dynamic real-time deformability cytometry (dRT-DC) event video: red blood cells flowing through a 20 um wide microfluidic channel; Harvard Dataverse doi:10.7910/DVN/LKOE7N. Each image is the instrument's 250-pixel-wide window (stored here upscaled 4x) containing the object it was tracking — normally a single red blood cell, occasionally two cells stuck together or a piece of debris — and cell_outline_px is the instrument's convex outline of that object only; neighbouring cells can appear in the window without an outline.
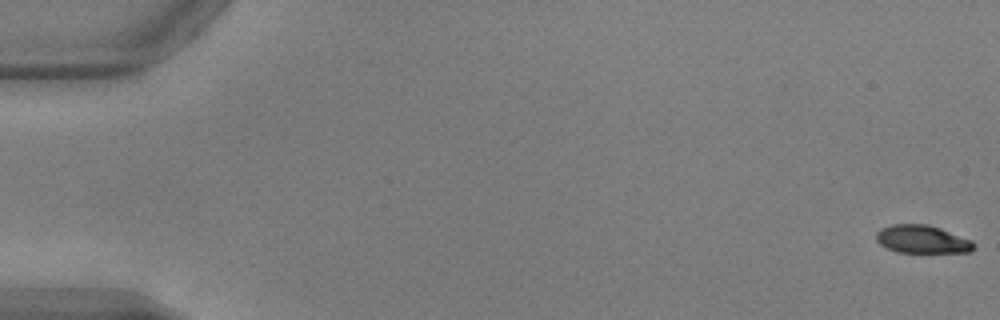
{"species": "common noctule bat (a hibernating species)", "species_latin": "Nyctalus noctula", "temperature_condition": "warm", "stored_images_in_passage": 54, "camera_frame_rate_fps": 3000, "um_per_image_px": 0.085, "animal": {"sex": "male", "body_mass_g": 17.9, "forearm_length_mm": 54.2}, "frame": {"image": 1, "passage_image": 1, "time_ms": 0.0, "image_size_px": [1000, 320], "cell_outline_px": [[976, 244], [968, 252], [896, 252], [880, 244], [876, 240], [876, 232], [880, 228], [892, 224], [928, 224], [940, 228], [972, 240]], "centroid_in_image_um": [78.36, 20.33], "position_along_channel_um": 6.6, "area_um2": 15.9}}
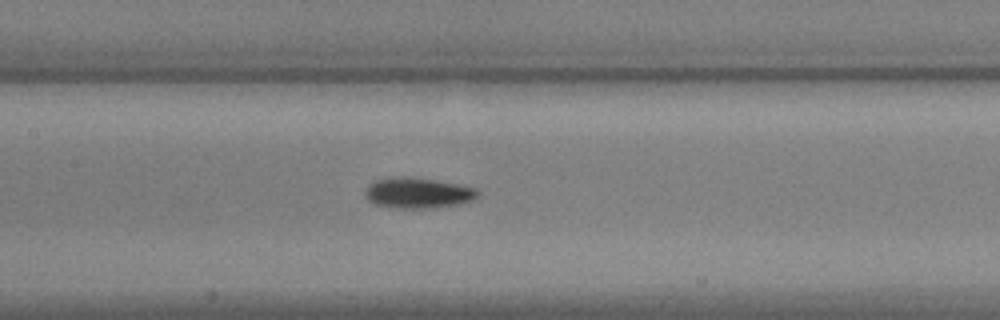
{"frame": {"image": 2, "passage_image": 26, "time_ms": 8.333, "image_size_px": [1000, 320], "cell_outline_px": [[480, 196], [472, 200], [456, 204], [428, 208], [400, 208], [376, 204], [368, 200], [364, 196], [364, 192], [368, 184], [376, 180], [404, 176], [408, 176], [456, 184], [476, 188], [480, 192]], "centroid_in_image_um": [35.51, 16.4], "position_along_channel_um": 171.9, "area_um2": 19.83}}
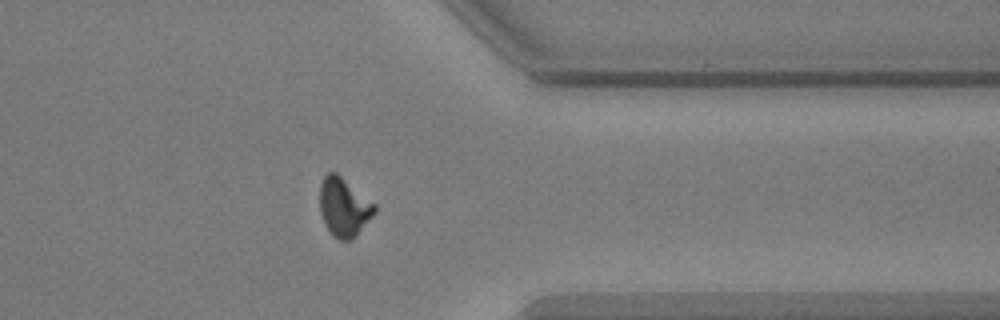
{"frame": {"image": 3, "passage_image": 43, "time_ms": 14.0, "image_size_px": [1000, 320], "cell_outline_px": [[376, 212], [356, 236], [352, 240], [340, 240], [332, 236], [324, 224], [320, 212], [320, 184], [324, 176], [328, 172], [336, 172], [376, 204]], "centroid_in_image_um": [29.23, 17.62], "position_along_channel_um": 382.2, "area_um2": 18.9}, "authors_computed_cell_mechanics": {"area_um2": 18.0625, "velocity_mm_per_s": 3.8522, "shape_relaxation_time_tau1_ms": 2.5814, "shape_relaxation_time_tau2_ms": null, "deformation_change_tau1": 0.1438, "deformation_change_tau2": null}}